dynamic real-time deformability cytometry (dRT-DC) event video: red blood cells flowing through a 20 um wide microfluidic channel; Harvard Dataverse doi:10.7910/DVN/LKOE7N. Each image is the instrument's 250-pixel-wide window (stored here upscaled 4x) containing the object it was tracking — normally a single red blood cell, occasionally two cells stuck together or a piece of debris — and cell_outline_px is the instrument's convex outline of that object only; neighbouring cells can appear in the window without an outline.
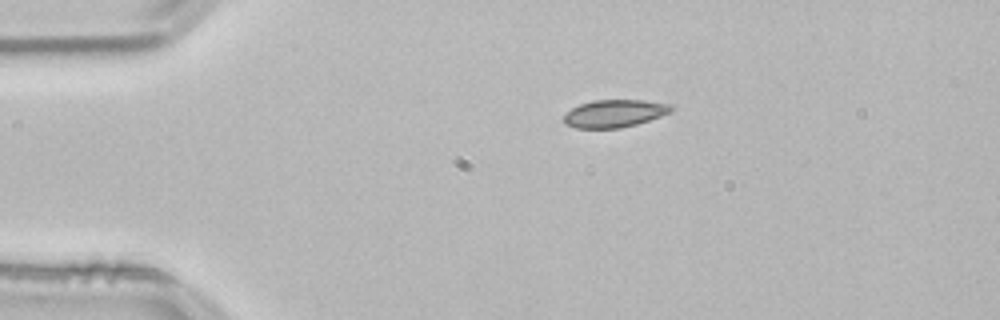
{"species": "common noctule bat (a hibernating species)", "species_latin": "Nyctalus noctula", "temperature_condition": "room temperature", "stored_images_in_passage": 41, "camera_frame_rate_fps": 3000, "um_per_image_px": 0.085, "animal": {"sex": "male", "body_mass_g": 21.5, "forearm_length_mm": 52.0}, "frame": {"image": 1, "passage_image": 1, "time_ms": 0.0, "image_size_px": [1000, 320], "cell_outline_px": [[672, 112], [636, 124], [620, 128], [576, 128], [564, 124], [564, 112], [580, 104], [592, 100], [640, 100], [672, 104]], "centroid_in_image_um": [52.2, 9.64], "position_along_channel_um": 32.8, "area_um2": 17.28}}
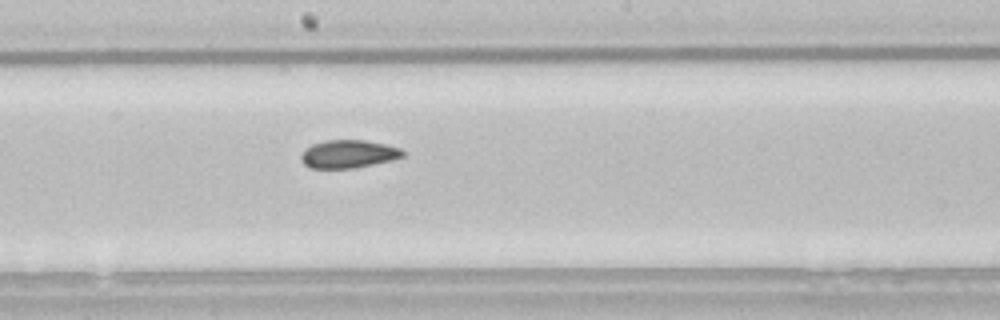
{"frame": {"image": 2, "passage_image": 19, "time_ms": 6.0, "image_size_px": [1000, 320], "cell_outline_px": [[404, 156], [392, 160], [352, 168], [312, 168], [304, 164], [300, 160], [300, 156], [304, 148], [312, 144], [324, 140], [364, 140], [384, 144], [400, 148], [404, 152]], "centroid_in_image_um": [29.57, 13.08], "position_along_channel_um": 218.6, "area_um2": 16.59}}
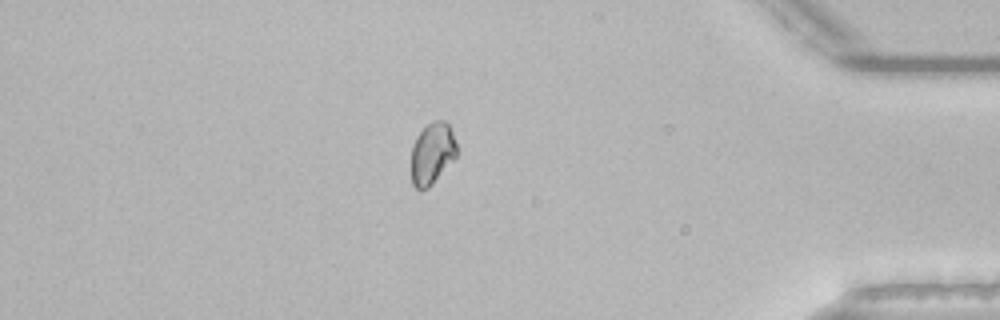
{"frame": {"image": 3, "passage_image": 36, "time_ms": 11.667, "image_size_px": [1000, 320], "cell_outline_px": [[456, 156], [432, 184], [428, 188], [416, 188], [412, 184], [412, 144], [416, 136], [432, 120], [444, 120], [448, 124], [452, 132], [456, 144]], "centroid_in_image_um": [36.72, 13.01], "position_along_channel_um": 398.5, "area_um2": 16.07}}